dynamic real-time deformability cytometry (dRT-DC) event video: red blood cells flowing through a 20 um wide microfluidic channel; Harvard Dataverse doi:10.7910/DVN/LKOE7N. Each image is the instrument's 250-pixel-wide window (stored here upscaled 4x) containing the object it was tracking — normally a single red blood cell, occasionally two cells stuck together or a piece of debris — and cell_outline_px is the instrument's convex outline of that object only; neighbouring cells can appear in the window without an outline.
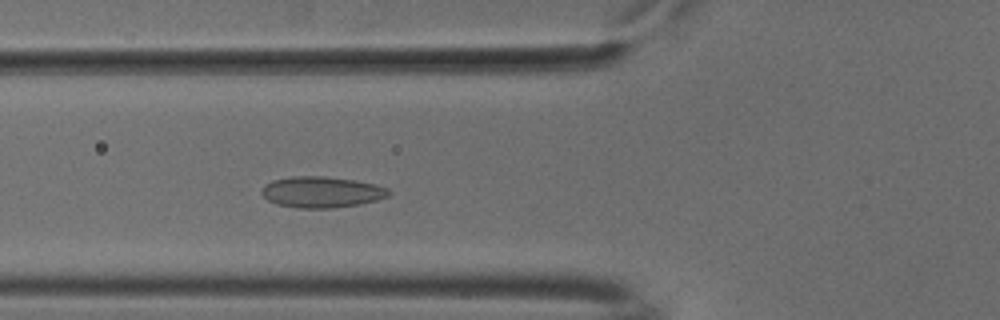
{"species": "common noctule bat (a hibernating species)", "species_latin": "Nyctalus noctula", "temperature_condition": "cold", "stored_images_in_passage": 52, "camera_frame_rate_fps": 3000, "um_per_image_px": 0.085, "animal": {"sex": "male", "body_mass_g": 18.8}, "frame": {"image": 1, "passage_image": 18, "time_ms": 5.667, "image_size_px": [1000, 320], "cell_outline_px": [[392, 192], [388, 196], [376, 200], [360, 204], [332, 208], [300, 208], [276, 204], [268, 200], [260, 192], [272, 180], [292, 176], [324, 176], [356, 180], [376, 184], [388, 188]], "centroid_in_image_um": [27.38, 16.32], "position_along_channel_um": 98.4, "area_um2": 23.0}}
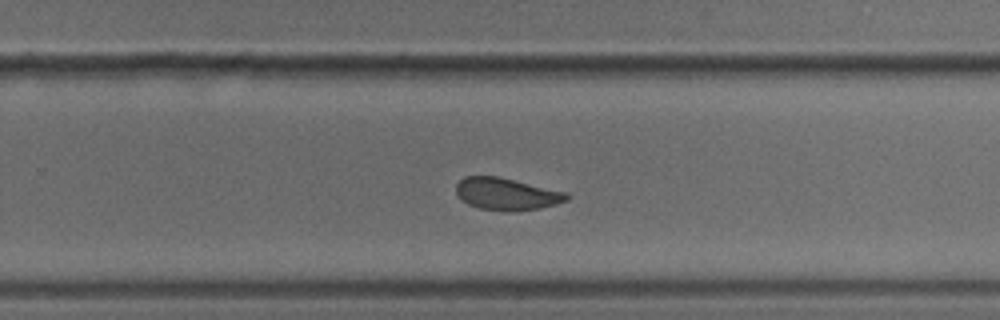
{"frame": {"image": 2, "passage_image": 33, "time_ms": 10.667, "image_size_px": [1000, 320], "cell_outline_px": [[572, 196], [568, 200], [556, 204], [540, 208], [512, 212], [508, 212], [480, 208], [468, 204], [460, 200], [456, 196], [456, 184], [464, 176], [500, 176], [568, 192]], "centroid_in_image_um": [43.08, 16.49], "position_along_channel_um": 286.7, "area_um2": 21.21}}
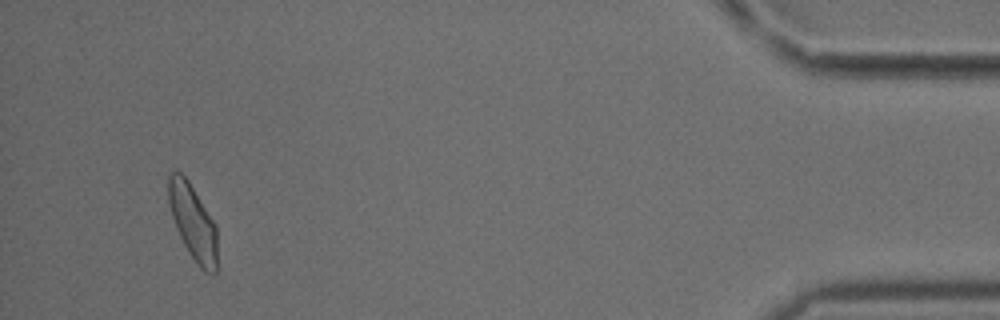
{"frame": {"image": 3, "passage_image": 49, "time_ms": 16.0, "image_size_px": [1000, 320], "cell_outline_px": [[216, 272], [204, 272], [196, 264], [184, 244], [176, 228], [168, 204], [168, 176], [176, 168], [188, 180], [216, 224]], "centroid_in_image_um": [16.38, 18.85], "position_along_channel_um": 418.8, "area_um2": 21.33}, "authors_computed_cell_mechanics": {"area_um2": 21.7328, "velocity_mm_per_s": 3.7615, "shape_relaxation_time_tau1_ms": null, "shape_relaxation_time_tau2_ms": 1.9595, "deformation_change_tau1": null, "deformation_change_tau2": 0.0617}}